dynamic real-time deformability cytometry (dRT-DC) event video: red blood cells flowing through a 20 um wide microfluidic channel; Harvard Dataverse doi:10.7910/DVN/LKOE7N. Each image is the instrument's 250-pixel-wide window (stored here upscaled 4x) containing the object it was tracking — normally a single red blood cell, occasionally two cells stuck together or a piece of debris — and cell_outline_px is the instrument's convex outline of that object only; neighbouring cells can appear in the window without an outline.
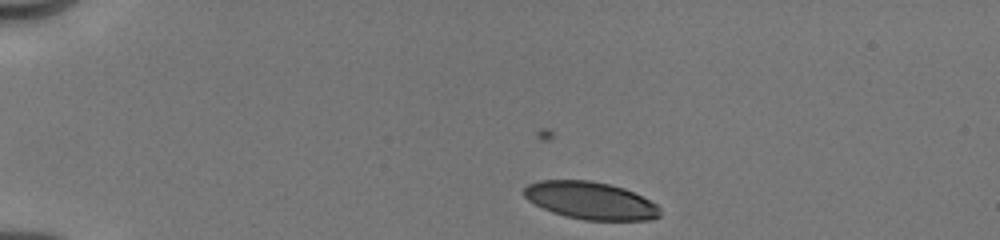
{"species": "human", "species_latin": "Homo sapiens", "temperature_condition": "cold", "stored_images_in_passage": 39, "camera_frame_rate_fps": 3000, "um_per_image_px": 0.085, "donor": {"sex": "male"}, "frame": {"image": 1, "passage_image": 1, "time_ms": 0.0, "image_size_px": [1000, 240], "cell_outline_px": [[660, 216], [652, 220], [584, 220], [564, 216], [552, 212], [528, 200], [524, 196], [524, 188], [528, 184], [540, 180], [588, 180], [608, 184], [624, 188], [656, 204], [660, 208]], "centroid_in_image_um": [50.19, 17.05], "position_along_channel_um": 34.8, "area_um2": 29.54}}
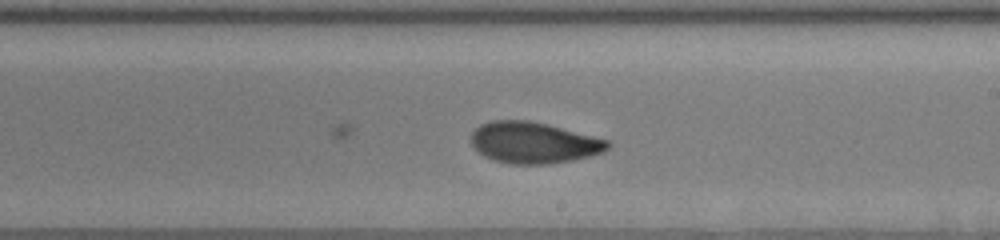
{"frame": {"image": 2, "passage_image": 24, "time_ms": 7.0, "image_size_px": [1000, 240], "cell_outline_px": [[612, 144], [604, 152], [592, 156], [572, 160], [548, 164], [512, 164], [492, 160], [484, 156], [472, 144], [472, 132], [480, 124], [492, 120], [528, 120], [548, 124], [608, 140]], "centroid_in_image_um": [45.38, 12.13], "position_along_channel_um": 243.6, "area_um2": 32.89}}
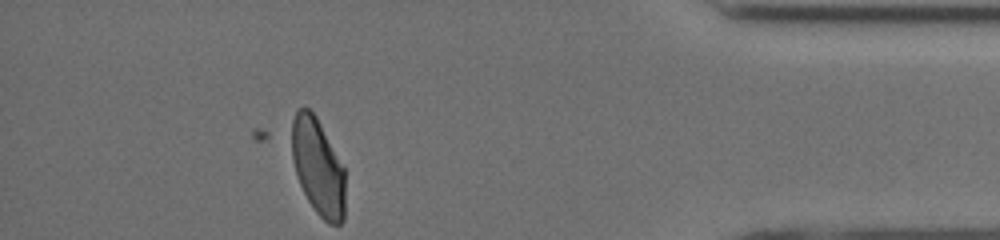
{"frame": {"image": 3, "passage_image": 39, "time_ms": 12.0, "image_size_px": [1000, 240], "cell_outline_px": [[344, 220], [340, 224], [328, 224], [316, 212], [308, 200], [300, 184], [292, 160], [292, 120], [296, 112], [300, 108], [308, 108], [316, 116], [344, 168]], "centroid_in_image_um": [27.03, 14.21], "position_along_channel_um": 408.2, "area_um2": 29.71}, "authors_computed_cell_mechanics": {"area_um2": 32.368, "velocity_mm_per_s": 4.0092, "shape_relaxation_time_tau1_ms": 4.1597, "shape_relaxation_time_tau2_ms": 2.0386, "deformation_change_tau1": 0.1555, "deformation_change_tau2": 0.0691}}